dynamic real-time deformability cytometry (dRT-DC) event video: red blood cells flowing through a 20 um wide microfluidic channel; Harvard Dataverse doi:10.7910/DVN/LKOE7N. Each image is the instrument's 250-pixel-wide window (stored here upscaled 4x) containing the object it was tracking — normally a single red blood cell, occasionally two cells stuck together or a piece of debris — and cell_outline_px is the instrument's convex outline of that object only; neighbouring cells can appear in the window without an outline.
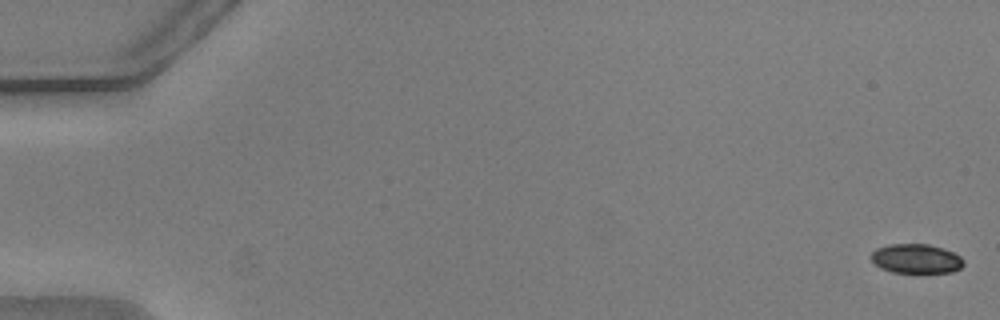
{"species": "common noctule bat (a hibernating species)", "species_latin": "Nyctalus noctula", "temperature_condition": "warm", "stored_images_in_passage": 56, "camera_frame_rate_fps": 3000, "um_per_image_px": 0.085, "animal": {"sex": "male", "body_mass_g": 20.5, "forearm_length_mm": 52.5}, "frame": {"image": 1, "passage_image": 2, "time_ms": 0.333, "image_size_px": [1000, 320], "cell_outline_px": [[964, 264], [960, 268], [952, 272], [892, 272], [880, 268], [872, 260], [872, 252], [876, 248], [888, 244], [928, 244], [944, 248], [960, 256], [964, 260]], "centroid_in_image_um": [77.88, 21.98], "position_along_channel_um": 7.1, "area_um2": 15.78}}
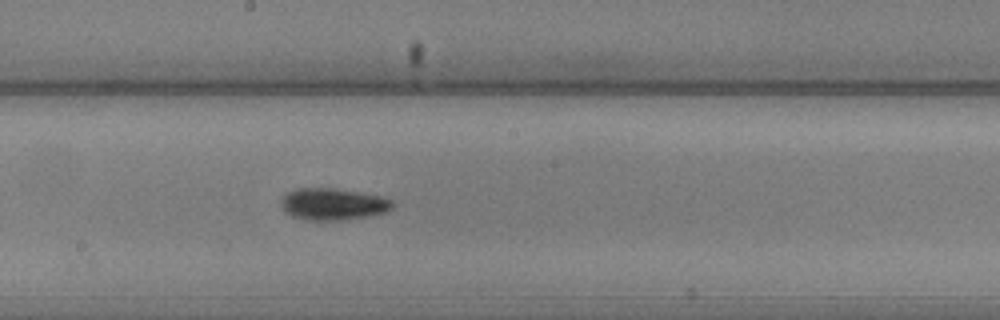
{"frame": {"image": 2, "passage_image": 32, "time_ms": 10.333, "image_size_px": [1000, 320], "cell_outline_px": [[396, 204], [392, 208], [384, 212], [372, 216], [340, 220], [304, 220], [292, 216], [284, 212], [280, 204], [284, 196], [288, 192], [296, 188], [332, 188], [360, 192], [380, 196], [392, 200]], "centroid_in_image_um": [28.31, 17.36], "position_along_channel_um": 219.9, "area_um2": 20.81}}
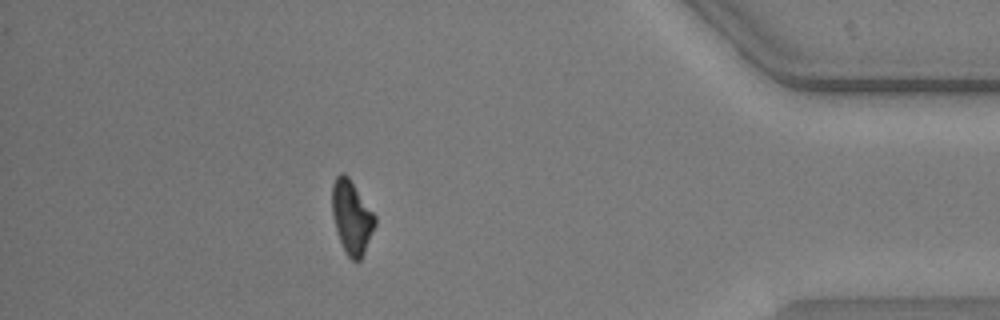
{"frame": {"image": 3, "passage_image": 50, "time_ms": 16.333, "image_size_px": [1000, 320], "cell_outline_px": [[376, 224], [364, 252], [360, 260], [352, 260], [344, 252], [336, 228], [332, 212], [332, 184], [336, 176], [340, 172], [344, 172], [348, 176], [376, 216]], "centroid_in_image_um": [29.89, 18.44], "position_along_channel_um": 405.3, "area_um2": 18.21}, "authors_computed_cell_mechanics": {"area_um2": 18.6116, "velocity_mm_per_s": 3.763, "shape_relaxation_time_tau1_ms": 1.9966, "shape_relaxation_time_tau2_ms": 4.621, "deformation_change_tau1": 0.1263, "deformation_change_tau2": 0.1012}}